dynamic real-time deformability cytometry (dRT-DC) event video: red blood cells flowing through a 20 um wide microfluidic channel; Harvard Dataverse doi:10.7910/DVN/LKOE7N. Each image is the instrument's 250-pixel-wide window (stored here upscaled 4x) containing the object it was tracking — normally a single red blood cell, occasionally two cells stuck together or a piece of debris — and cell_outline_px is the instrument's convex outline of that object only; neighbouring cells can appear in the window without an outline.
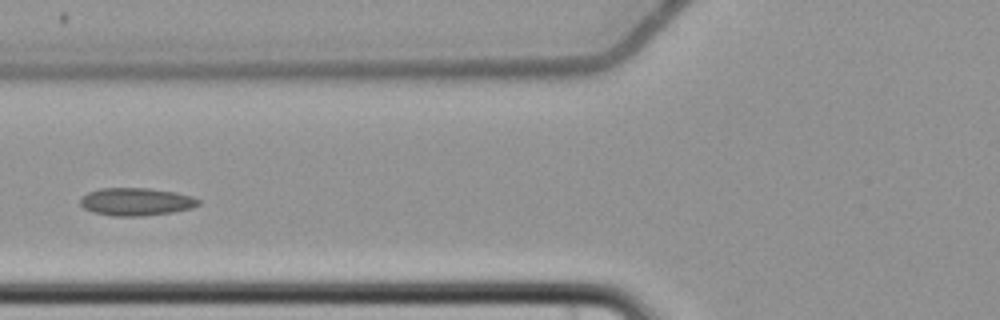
{"species": "common noctule bat (a hibernating species)", "species_latin": "Nyctalus noctula", "temperature_condition": "cold", "stored_images_in_passage": 6, "camera_frame_rate_fps": 3000, "um_per_image_px": 0.085, "animal": {"sex": "female", "body_mass_g": 22.7, "forearm_length_mm": 54.2}, "frame": {"image": 1, "passage_image": 6, "time_ms": 6.0, "image_size_px": [1000, 320], "cell_outline_px": [[200, 204], [192, 208], [172, 212], [144, 216], [112, 216], [92, 212], [84, 208], [80, 204], [80, 200], [88, 192], [100, 188], [148, 188], [176, 192], [192, 196], [200, 200]], "centroid_in_image_um": [11.58, 17.15], "position_along_channel_um": 114.2, "area_um2": 19.19}}